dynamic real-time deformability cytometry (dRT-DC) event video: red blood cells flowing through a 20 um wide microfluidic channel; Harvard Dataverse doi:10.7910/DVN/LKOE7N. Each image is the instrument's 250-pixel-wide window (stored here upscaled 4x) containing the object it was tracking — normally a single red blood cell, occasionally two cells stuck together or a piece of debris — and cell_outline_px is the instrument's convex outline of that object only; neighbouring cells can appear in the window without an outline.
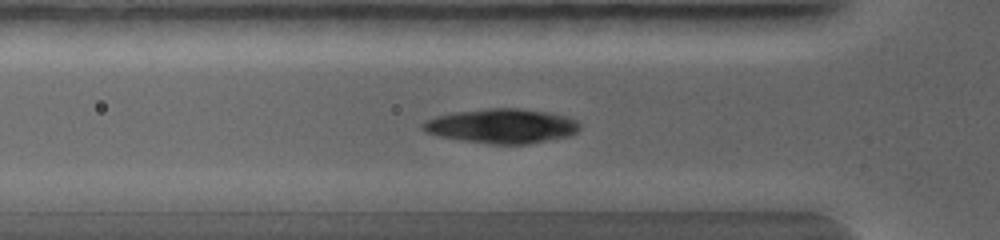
{"species": "common noctule bat (a hibernating species)", "species_latin": "Nyctalus noctula", "temperature_condition": "warm", "stored_images_in_passage": 5, "camera_frame_rate_fps": 5000, "um_per_image_px": 0.085, "animal": {"sex": "female", "body_mass_g": 19.0, "forearm_length_mm": 56.7}, "frame": {"image": 1, "passage_image": 3, "time_ms": 0.4, "image_size_px": [1000, 240], "cell_outline_px": [[580, 128], [576, 132], [568, 136], [528, 144], [492, 144], [460, 140], [440, 136], [424, 132], [420, 128], [420, 124], [424, 120], [436, 116], [452, 112], [488, 108], [520, 108], [548, 112], [564, 116], [576, 120], [580, 124]], "centroid_in_image_um": [42.59, 10.7], "position_along_channel_um": 83.2, "area_um2": 31.73}}